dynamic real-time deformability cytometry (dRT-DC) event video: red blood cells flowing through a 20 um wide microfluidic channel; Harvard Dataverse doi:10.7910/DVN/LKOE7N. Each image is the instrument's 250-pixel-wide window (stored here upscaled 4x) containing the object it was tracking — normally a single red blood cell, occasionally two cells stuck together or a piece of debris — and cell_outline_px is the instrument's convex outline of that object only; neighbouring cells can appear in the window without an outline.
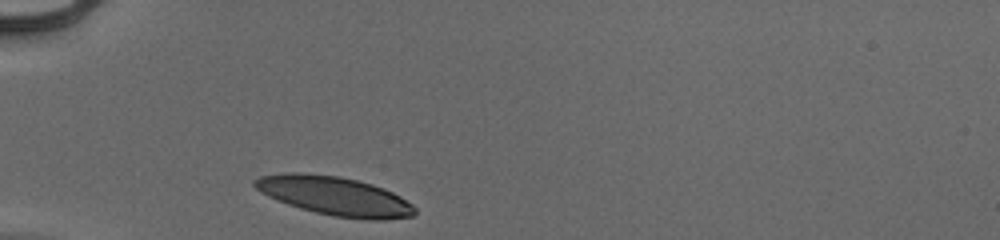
{"species": "human", "species_latin": "Homo sapiens", "temperature_condition": "cold", "stored_images_in_passage": 29, "camera_frame_rate_fps": 3000, "um_per_image_px": 0.085, "donor": {"sex": "male"}, "frame": {"image": 1, "passage_image": 1, "time_ms": 0.0, "image_size_px": [1000, 240], "cell_outline_px": [[416, 212], [412, 216], [384, 220], [368, 220], [336, 216], [316, 212], [300, 208], [288, 204], [268, 196], [260, 192], [252, 184], [252, 180], [260, 176], [284, 172], [300, 172], [340, 176], [372, 184], [384, 188], [400, 196], [412, 204], [416, 208]], "centroid_in_image_um": [28.43, 16.64], "position_along_channel_um": 56.6, "area_um2": 36.3}}
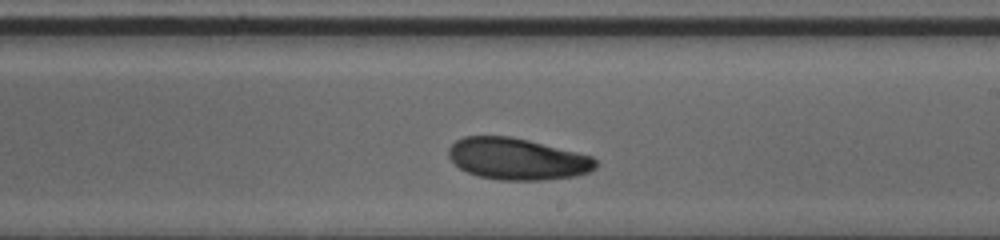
{"frame": {"image": 2, "passage_image": 17, "time_ms": 5.333, "image_size_px": [1000, 240], "cell_outline_px": [[600, 164], [596, 168], [588, 172], [576, 176], [544, 180], [500, 180], [480, 176], [468, 172], [460, 168], [448, 156], [448, 148], [456, 140], [464, 136], [512, 136], [592, 156]], "centroid_in_image_um": [43.98, 13.51], "position_along_channel_um": 245.0, "area_um2": 35.66}}
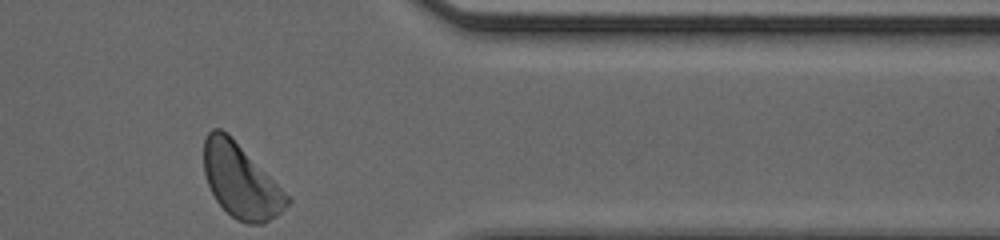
{"frame": {"image": 3, "passage_image": 29, "time_ms": 9.333, "image_size_px": [1000, 240], "cell_outline_px": [[292, 200], [276, 216], [264, 224], [248, 224], [236, 220], [216, 200], [208, 184], [204, 172], [204, 140], [208, 132], [212, 128], [220, 128], [228, 132]], "centroid_in_image_um": [20.44, 15.37], "position_along_channel_um": 391.0, "area_um2": 35.49}, "authors_computed_cell_mechanics": {"area_um2": 36.1828, "velocity_mm_per_s": 3.9029, "shape_relaxation_time_tau1_ms": 2.479, "shape_relaxation_time_tau2_ms": null, "deformation_change_tau1": 0.1289, "deformation_change_tau2": null}}